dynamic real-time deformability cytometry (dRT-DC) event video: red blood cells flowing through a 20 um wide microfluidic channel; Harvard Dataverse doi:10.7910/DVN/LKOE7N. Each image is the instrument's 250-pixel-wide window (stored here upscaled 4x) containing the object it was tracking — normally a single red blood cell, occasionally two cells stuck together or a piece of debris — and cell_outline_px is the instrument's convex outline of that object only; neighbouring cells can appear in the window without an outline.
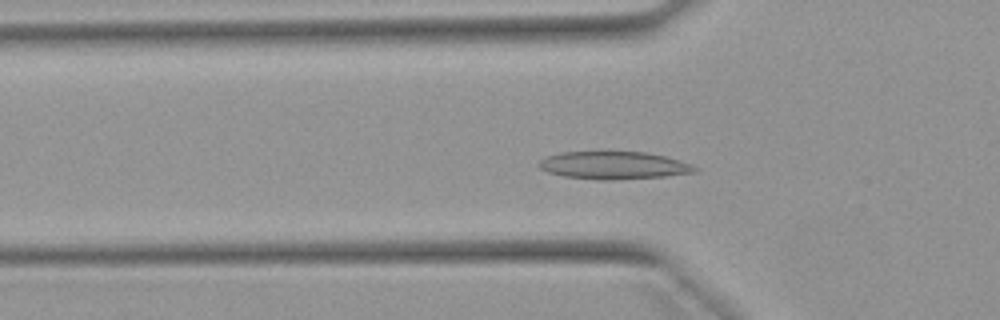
{"species": "Egyptian fruit bat (a non-hibernating species)", "species_latin": "Rousettus aegyptiacus", "temperature_condition": "warm", "stored_images_in_passage": 52, "camera_frame_rate_fps": 3000, "um_per_image_px": 0.085, "animal": {"sex": "female"}, "frame": {"image": 1, "passage_image": 16, "time_ms": 5.0, "image_size_px": [1000, 320], "cell_outline_px": [[700, 168], [696, 172], [664, 176], [608, 180], [600, 180], [564, 176], [548, 172], [540, 168], [536, 164], [540, 160], [548, 156], [560, 152], [600, 148], [648, 152], [664, 156], [692, 164]], "centroid_in_image_um": [52.12, 13.99], "position_along_channel_um": 73.7, "area_um2": 26.3}}
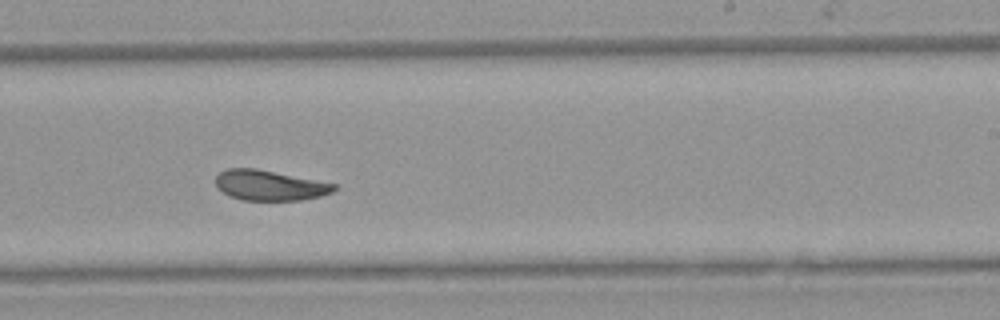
{"frame": {"image": 2, "passage_image": 31, "time_ms": 10.0, "image_size_px": [1000, 320], "cell_outline_px": [[336, 188], [332, 192], [320, 196], [300, 200], [244, 200], [228, 196], [216, 188], [216, 176], [220, 172], [228, 168], [256, 168], [336, 184]], "centroid_in_image_um": [22.87, 15.75], "position_along_channel_um": 266.1, "area_um2": 20.81}}
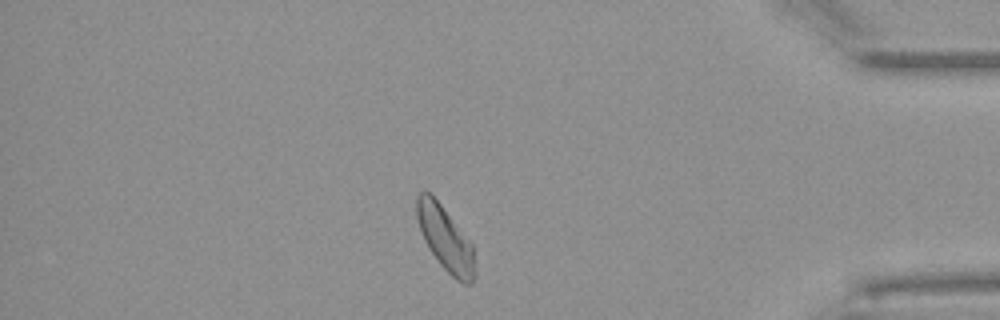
{"frame": {"image": 3, "passage_image": 44, "time_ms": 14.333, "image_size_px": [1000, 320], "cell_outline_px": [[476, 276], [472, 284], [464, 284], [456, 280], [440, 264], [424, 240], [416, 220], [416, 196], [420, 192], [428, 192], [440, 204], [472, 244], [476, 272]], "centroid_in_image_um": [37.86, 20.32], "position_along_channel_um": 397.3, "area_um2": 21.56}, "authors_computed_cell_mechanics": {"area_um2": 22.7154, "velocity_mm_per_s": 3.8595, "shape_relaxation_time_tau1_ms": 5.0058, "shape_relaxation_time_tau2_ms": 2.8018, "deformation_change_tau1": 0.1357, "deformation_change_tau2": 0.0807}}